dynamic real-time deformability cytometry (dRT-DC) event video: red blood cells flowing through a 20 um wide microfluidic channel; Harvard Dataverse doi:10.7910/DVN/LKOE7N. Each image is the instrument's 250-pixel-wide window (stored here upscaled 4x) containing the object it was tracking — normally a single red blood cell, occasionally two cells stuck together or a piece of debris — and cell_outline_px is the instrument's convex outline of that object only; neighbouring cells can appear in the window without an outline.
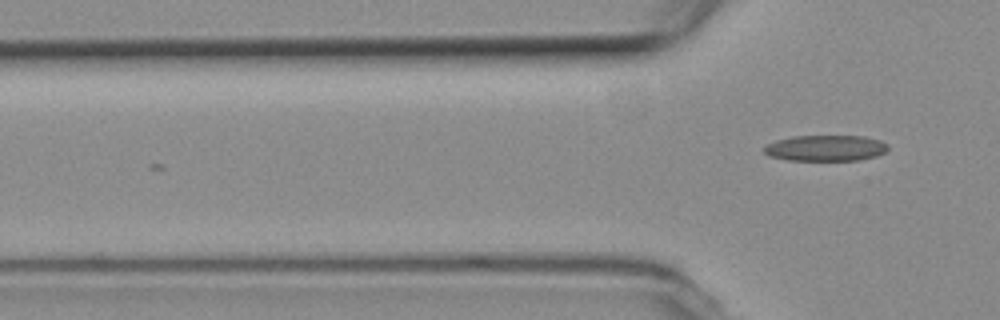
{"species": "common noctule bat (a hibernating species)", "species_latin": "Nyctalus noctula", "temperature_condition": "room temperature", "stored_images_in_passage": 4, "camera_frame_rate_fps": 3000, "um_per_image_px": 0.085, "animal": {"sex": "female", "body_mass_g": 19.3, "forearm_length_mm": 54.1}, "frame": {"image": 1, "passage_image": 4, "time_ms": 1.0, "image_size_px": [1000, 320], "cell_outline_px": [[888, 148], [884, 152], [876, 156], [856, 160], [788, 160], [768, 156], [764, 152], [764, 148], [768, 144], [776, 140], [792, 136], [864, 136], [880, 140], [888, 144]], "centroid_in_image_um": [70.17, 12.58], "position_along_channel_um": 55.6, "area_um2": 18.67}}